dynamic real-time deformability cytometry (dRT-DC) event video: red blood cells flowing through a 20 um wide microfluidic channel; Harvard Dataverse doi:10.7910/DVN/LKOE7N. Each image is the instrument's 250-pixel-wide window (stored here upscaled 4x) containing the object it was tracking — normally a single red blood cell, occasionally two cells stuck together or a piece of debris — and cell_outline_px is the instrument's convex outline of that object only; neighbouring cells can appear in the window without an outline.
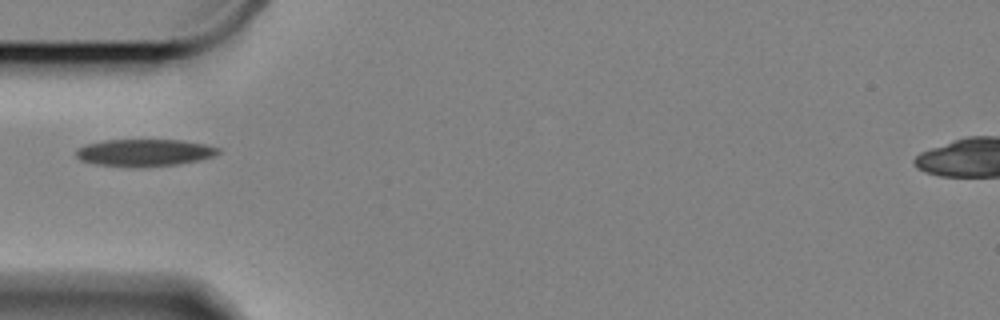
{"species": "Egyptian fruit bat (a non-hibernating species)", "species_latin": "Rousettus aegyptiacus", "temperature_condition": "cold", "stored_images_in_passage": 37, "camera_frame_rate_fps": 3000, "um_per_image_px": 0.085, "animal": {"sex": "female"}, "frame": {"image": 1, "passage_image": 1, "time_ms": 0.0, "image_size_px": [1000, 320], "cell_outline_px": [[220, 152], [216, 156], [200, 160], [176, 164], [96, 164], [80, 160], [76, 156], [76, 148], [84, 144], [104, 140], [184, 140], [204, 144], [220, 148]], "centroid_in_image_um": [12.3, 12.92], "position_along_channel_um": 72.7, "area_um2": 21.62}}
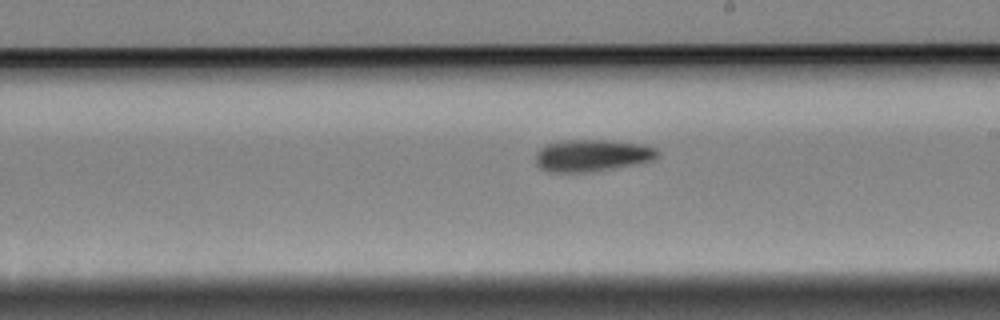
{"frame": {"image": 2, "passage_image": 16, "time_ms": 5.0, "image_size_px": [1000, 320], "cell_outline_px": [[660, 156], [652, 160], [612, 168], [584, 172], [552, 172], [540, 168], [536, 164], [536, 152], [540, 148], [548, 144], [564, 140], [608, 140], [644, 144], [656, 148], [660, 152]], "centroid_in_image_um": [50.34, 13.2], "position_along_channel_um": 238.7, "area_um2": 22.6}}
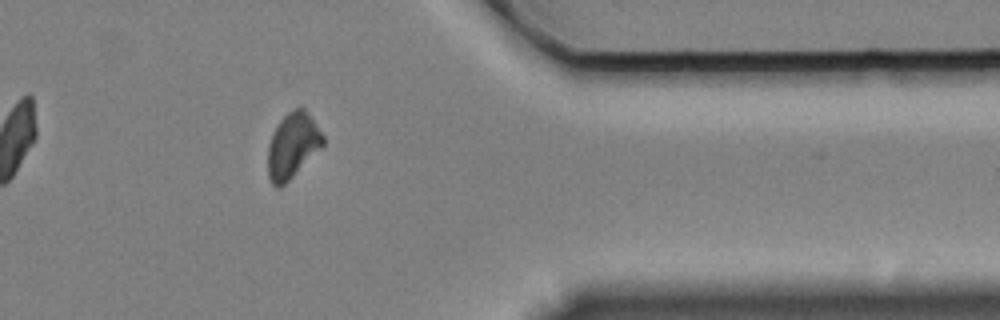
{"frame": {"image": 3, "passage_image": 31, "time_ms": 10.0, "image_size_px": [1000, 320], "cell_outline_px": [[324, 144], [284, 184], [276, 188], [272, 184], [268, 176], [268, 144], [272, 132], [276, 124], [288, 112], [296, 108], [304, 108], [308, 112], [324, 136]], "centroid_in_image_um": [24.84, 12.34], "position_along_channel_um": 386.6, "area_um2": 20.69}}